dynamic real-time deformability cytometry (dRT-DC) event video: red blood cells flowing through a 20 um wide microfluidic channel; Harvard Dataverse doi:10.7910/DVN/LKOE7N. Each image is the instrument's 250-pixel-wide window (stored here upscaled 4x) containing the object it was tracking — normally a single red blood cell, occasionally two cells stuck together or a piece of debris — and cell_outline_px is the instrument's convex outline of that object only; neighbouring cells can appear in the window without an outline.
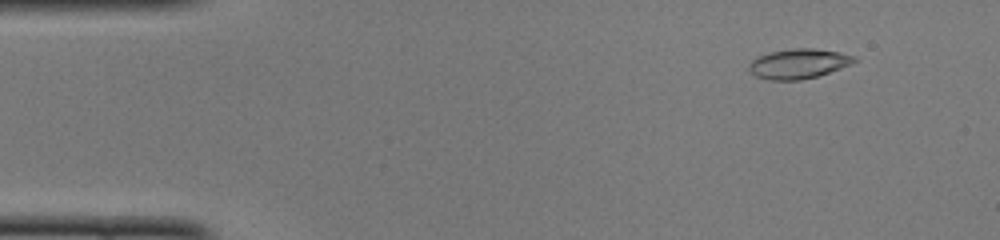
{"species": "common noctule bat (a hibernating species)", "species_latin": "Nyctalus noctula", "temperature_condition": "cold", "stored_images_in_passage": 49, "camera_frame_rate_fps": 3000, "um_per_image_px": 0.085, "animal": {"sex": "female", "body_mass_g": 22.0, "forearm_length_mm": 56.7}, "frame": {"image": 1, "passage_image": 5, "time_ms": 1.333, "image_size_px": [1000, 240], "cell_outline_px": [[860, 60], [852, 64], [816, 76], [800, 80], [768, 80], [756, 76], [748, 68], [748, 64], [756, 56], [772, 52], [792, 48], [812, 48], [840, 52], [856, 56]], "centroid_in_image_um": [67.89, 5.4], "position_along_channel_um": 17.1, "area_um2": 18.32}}
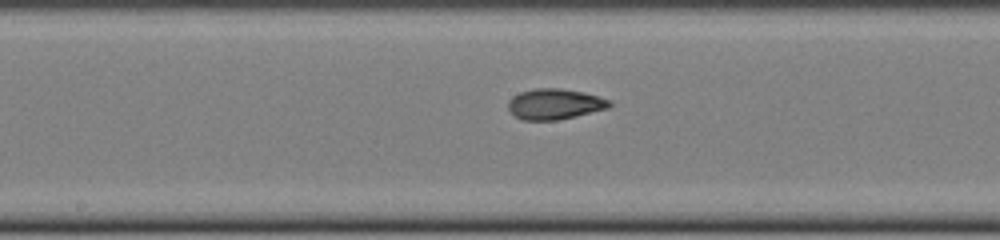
{"frame": {"image": 2, "passage_image": 25, "time_ms": 8.0, "image_size_px": [1000, 240], "cell_outline_px": [[616, 104], [608, 108], [576, 116], [556, 120], [524, 120], [516, 116], [508, 108], [508, 100], [512, 96], [520, 92], [536, 88], [560, 88], [584, 92], [612, 100]], "centroid_in_image_um": [47.2, 8.83], "position_along_channel_um": 201.0, "area_um2": 18.21}}
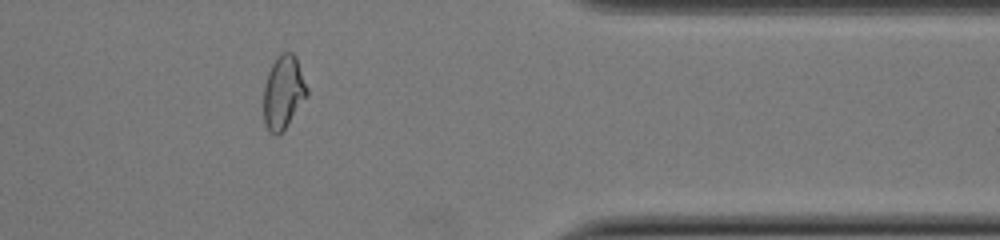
{"frame": {"image": 3, "passage_image": 40, "time_ms": 13.0, "image_size_px": [1000, 240], "cell_outline_px": [[308, 96], [284, 128], [276, 136], [264, 124], [264, 84], [268, 72], [276, 56], [280, 52], [292, 52], [296, 56], [308, 88]], "centroid_in_image_um": [24.09, 7.79], "position_along_channel_um": 387.3, "area_um2": 18.5}, "authors_computed_cell_mechanics": {"area_um2": 17.9758, "velocity_mm_per_s": 4.1057, "shape_relaxation_time_tau1_ms": 4.2481, "shape_relaxation_time_tau2_ms": 2.483, "deformation_change_tau1": 0.1853, "deformation_change_tau2": 0.0897}}